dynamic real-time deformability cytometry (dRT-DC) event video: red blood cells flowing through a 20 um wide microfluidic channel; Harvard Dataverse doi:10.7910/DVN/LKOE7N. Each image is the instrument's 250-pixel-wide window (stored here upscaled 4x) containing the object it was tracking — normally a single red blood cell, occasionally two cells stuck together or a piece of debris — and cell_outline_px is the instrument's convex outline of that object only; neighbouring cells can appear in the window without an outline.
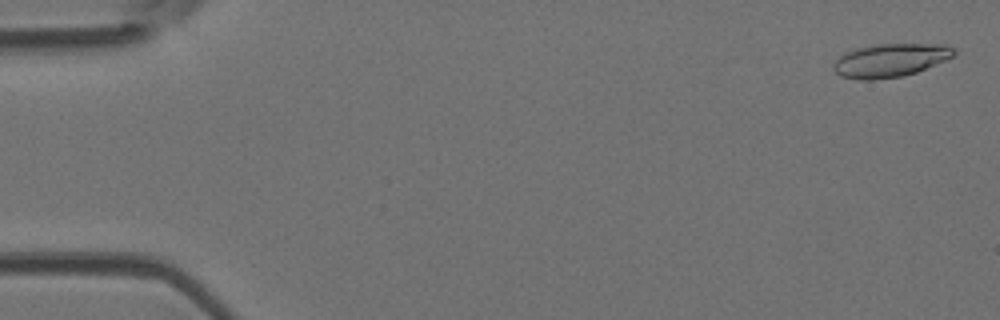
{"species": "Egyptian fruit bat (a non-hibernating species)", "species_latin": "Rousettus aegyptiacus", "temperature_condition": "room temperature", "stored_images_in_passage": 49, "camera_frame_rate_fps": 3000, "um_per_image_px": 0.085, "animal": {"sex": "female"}, "frame": {"image": 1, "passage_image": 2, "time_ms": 0.333, "image_size_px": [1000, 320], "cell_outline_px": [[956, 52], [952, 56], [944, 60], [916, 72], [904, 76], [872, 80], [856, 80], [840, 76], [832, 68], [832, 64], [844, 52], [856, 48], [872, 44], [944, 44], [952, 48]], "centroid_in_image_um": [75.6, 5.13], "position_along_channel_um": 9.4, "area_um2": 23.47}}
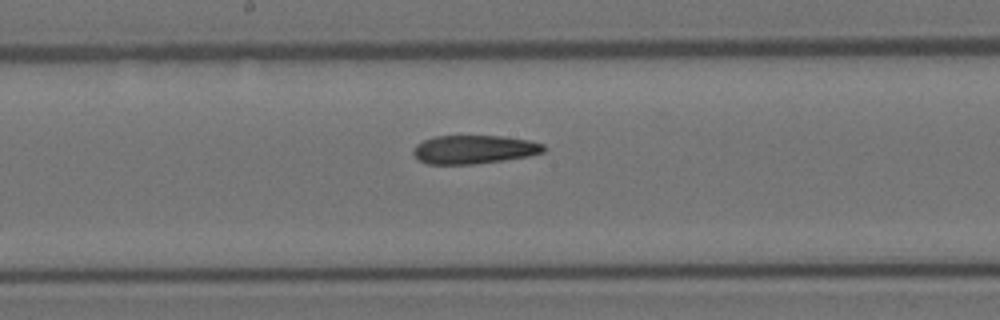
{"frame": {"image": 2, "passage_image": 26, "time_ms": 8.333, "image_size_px": [1000, 320], "cell_outline_px": [[548, 148], [544, 152], [528, 156], [504, 160], [472, 164], [428, 164], [416, 160], [412, 152], [416, 144], [424, 140], [436, 136], [504, 136], [528, 140], [544, 144]], "centroid_in_image_um": [40.29, 12.71], "position_along_channel_um": 207.9, "area_um2": 21.85}}
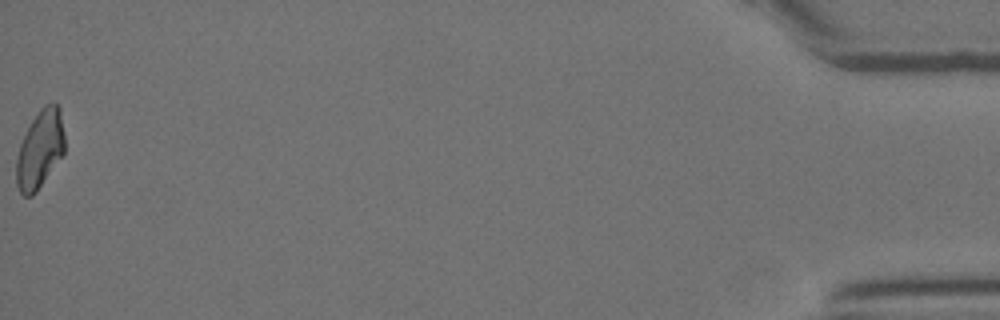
{"frame": {"image": 3, "passage_image": 49, "time_ms": 16.0, "image_size_px": [1000, 320], "cell_outline_px": [[64, 152], [36, 192], [32, 196], [24, 196], [20, 192], [16, 184], [16, 160], [20, 144], [32, 120], [40, 108], [44, 104], [52, 100], [60, 108], [64, 132]], "centroid_in_image_um": [3.4, 12.66], "position_along_channel_um": 431.8, "area_um2": 21.91}, "authors_computed_cell_mechanics": {"area_um2": 22.4264, "velocity_mm_per_s": 4.2225, "shape_relaxation_time_tau1_ms": null, "shape_relaxation_time_tau2_ms": 6.07, "deformation_change_tau1": null, "deformation_change_tau2": 0.1796}}